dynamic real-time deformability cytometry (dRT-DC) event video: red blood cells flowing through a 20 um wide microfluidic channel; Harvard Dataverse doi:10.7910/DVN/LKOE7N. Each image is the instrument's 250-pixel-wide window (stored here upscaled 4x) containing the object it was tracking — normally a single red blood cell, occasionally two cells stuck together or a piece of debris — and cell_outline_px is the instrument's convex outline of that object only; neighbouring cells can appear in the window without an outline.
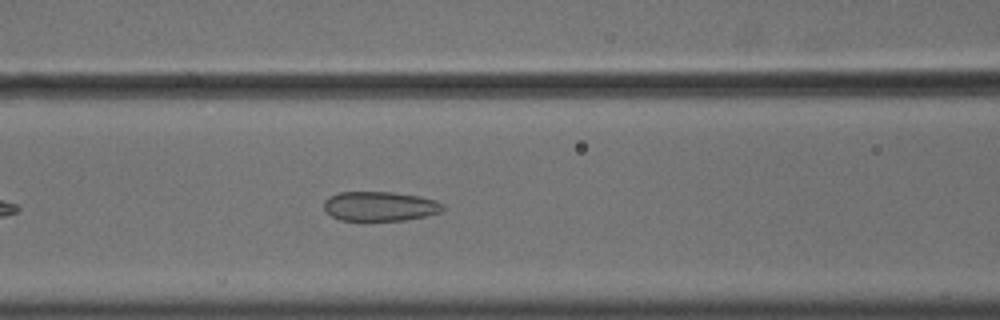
{"species": "common noctule bat (a hibernating species)", "species_latin": "Nyctalus noctula", "temperature_condition": "cold", "stored_images_in_passage": 38, "camera_frame_rate_fps": 3000, "um_per_image_px": 0.085, "animal": {"sex": "male", "body_mass_g": 18.8}, "frame": {"image": 1, "passage_image": 11, "time_ms": 3.333, "image_size_px": [1000, 320], "cell_outline_px": [[444, 208], [440, 212], [424, 216], [404, 220], [340, 220], [324, 212], [324, 200], [328, 196], [340, 192], [392, 192], [420, 196], [436, 200], [444, 204]], "centroid_in_image_um": [32.27, 17.52], "position_along_channel_um": 134.3, "area_um2": 20.52}}
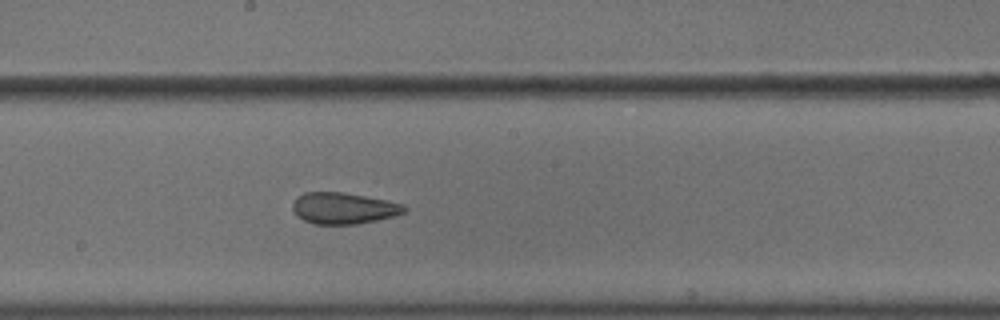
{"frame": {"image": 2, "passage_image": 18, "time_ms": 5.667, "image_size_px": [1000, 320], "cell_outline_px": [[408, 208], [404, 212], [392, 216], [376, 220], [356, 224], [312, 224], [296, 216], [292, 208], [292, 204], [296, 196], [304, 192], [344, 192], [388, 200], [404, 204]], "centroid_in_image_um": [29.17, 17.69], "position_along_channel_um": 219.0, "area_um2": 20.58}}
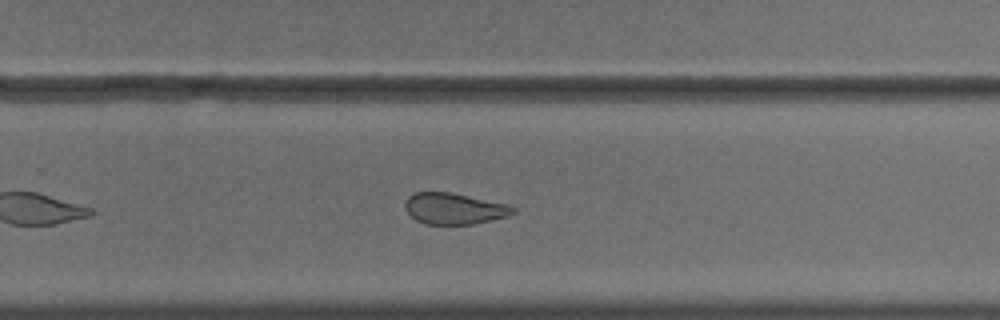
{"frame": {"image": 3, "passage_image": 24, "time_ms": 7.667, "image_size_px": [1000, 320], "cell_outline_px": [[516, 212], [508, 216], [472, 224], [424, 224], [416, 220], [404, 208], [404, 204], [408, 196], [416, 192], [452, 192], [504, 204], [516, 208]], "centroid_in_image_um": [38.57, 17.73], "position_along_channel_um": 291.2, "area_um2": 19.48}}